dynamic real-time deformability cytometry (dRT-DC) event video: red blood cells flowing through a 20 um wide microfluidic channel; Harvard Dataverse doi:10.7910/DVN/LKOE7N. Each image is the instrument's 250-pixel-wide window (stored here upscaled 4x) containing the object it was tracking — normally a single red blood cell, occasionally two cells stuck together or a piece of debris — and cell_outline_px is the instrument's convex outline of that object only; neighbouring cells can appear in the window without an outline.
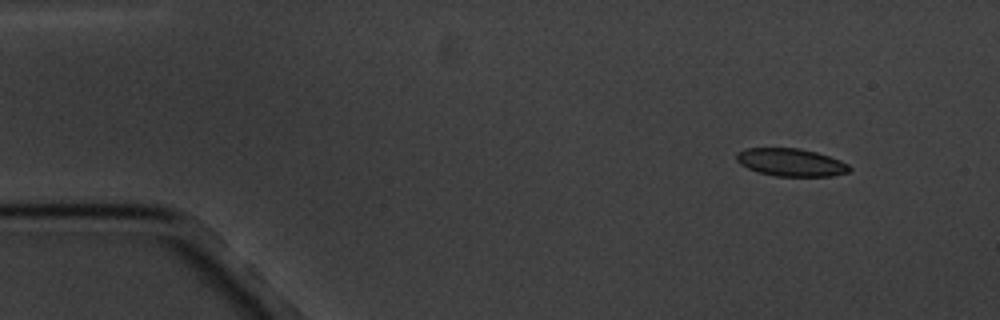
{"species": "common noctule bat (a hibernating species)", "species_latin": "Nyctalus noctula", "temperature_condition": "cold", "stored_images_in_passage": 5, "camera_frame_rate_fps": 3000, "um_per_image_px": 0.085, "animal": {"sex": "male", "body_mass_g": 20.1, "forearm_length_mm": 53.5}, "frame": {"image": 1, "passage_image": 1, "time_ms": 0.0, "image_size_px": [1000, 320], "cell_outline_px": [[852, 168], [848, 172], [832, 176], [776, 176], [760, 172], [748, 168], [740, 164], [736, 160], [736, 152], [748, 148], [800, 148], [816, 152], [840, 160], [848, 164]], "centroid_in_image_um": [67.23, 13.8], "position_along_channel_um": 17.8, "area_um2": 18.21}}
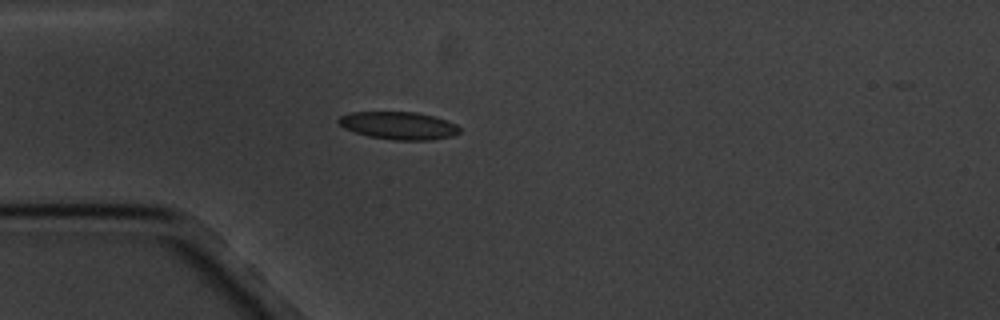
{"frame": {"image": 2, "passage_image": 4, "time_ms": 3.333, "image_size_px": [1000, 320], "cell_outline_px": [[460, 132], [452, 136], [432, 140], [392, 140], [368, 136], [344, 128], [336, 120], [340, 116], [352, 112], [416, 112], [436, 116], [456, 124], [460, 128]], "centroid_in_image_um": [33.91, 10.67], "position_along_channel_um": 51.1, "area_um2": 19.59}}